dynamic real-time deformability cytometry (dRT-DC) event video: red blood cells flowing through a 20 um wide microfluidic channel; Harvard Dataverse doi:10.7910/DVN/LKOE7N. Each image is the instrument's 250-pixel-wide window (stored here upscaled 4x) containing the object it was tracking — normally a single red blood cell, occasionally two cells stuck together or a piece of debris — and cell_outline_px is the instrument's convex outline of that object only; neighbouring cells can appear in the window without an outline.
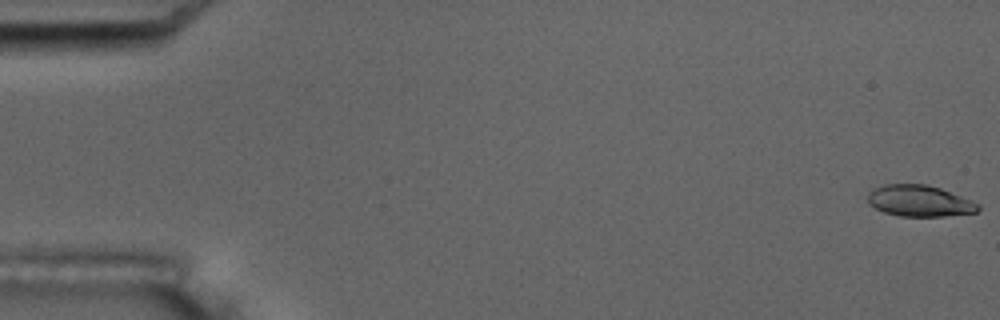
{"species": "common noctule bat (a hibernating species)", "species_latin": "Nyctalus noctula", "temperature_condition": "room temperature", "stored_images_in_passage": 8, "camera_frame_rate_fps": 3000, "um_per_image_px": 0.085, "animal": {"sex": "male", "body_mass_g": 17.5, "forearm_length_mm": 52.3}, "frame": {"image": 1, "passage_image": 1, "time_ms": 0.0, "image_size_px": [1000, 320], "cell_outline_px": [[980, 208], [976, 212], [944, 216], [900, 216], [884, 212], [868, 204], [868, 192], [872, 188], [884, 184], [924, 184], [940, 188], [980, 204]], "centroid_in_image_um": [78.12, 17.07], "position_along_channel_um": 6.9, "area_um2": 20.06}}
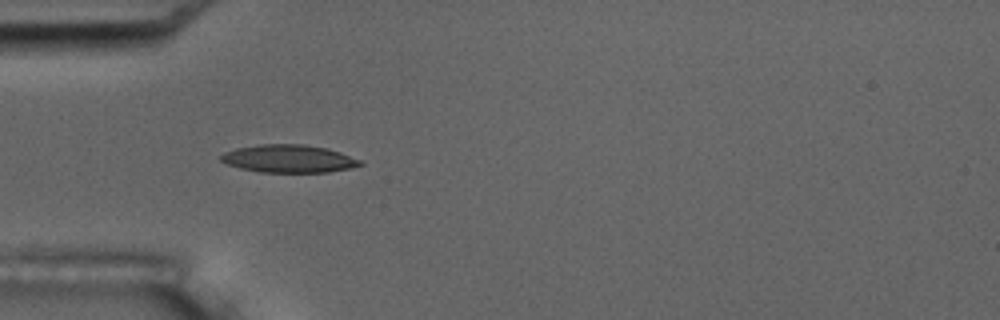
{"frame": {"image": 2, "passage_image": 6, "time_ms": 5.667, "image_size_px": [1000, 320], "cell_outline_px": [[364, 164], [348, 168], [328, 172], [260, 172], [240, 168], [228, 164], [220, 160], [220, 156], [224, 152], [236, 148], [260, 144], [304, 144], [328, 148], [340, 152], [360, 160]], "centroid_in_image_um": [24.53, 13.48], "position_along_channel_um": 60.5, "area_um2": 22.48}}